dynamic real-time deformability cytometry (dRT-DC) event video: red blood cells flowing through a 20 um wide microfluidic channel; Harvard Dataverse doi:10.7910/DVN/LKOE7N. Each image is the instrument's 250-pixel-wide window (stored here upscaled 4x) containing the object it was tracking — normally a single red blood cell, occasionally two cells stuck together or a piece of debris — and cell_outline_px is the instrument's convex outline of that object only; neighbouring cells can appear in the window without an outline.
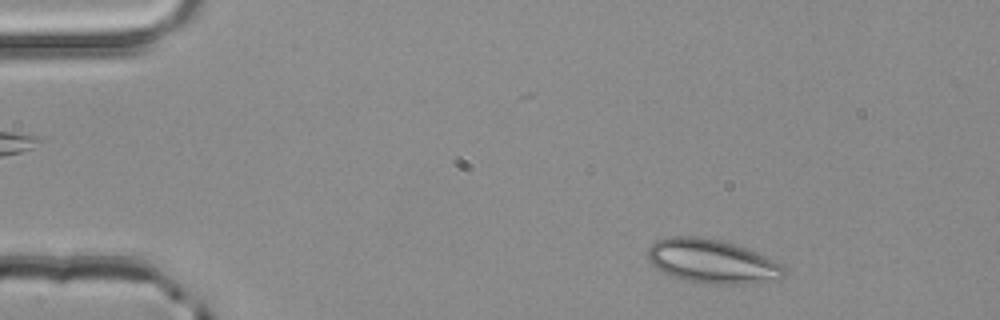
{"species": "common noctule bat (a hibernating species)", "species_latin": "Nyctalus noctula", "temperature_condition": "room temperature", "stored_images_in_passage": 10, "camera_frame_rate_fps": 3000, "um_per_image_px": 0.085, "animal": {"sex": "male", "body_mass_g": 20.4}, "frame": {"image": 1, "passage_image": 1, "time_ms": 0.0, "image_size_px": [1000, 320], "cell_outline_px": [[784, 276], [780, 280], [756, 284], [708, 284], [684, 280], [672, 276], [656, 268], [648, 260], [648, 248], [656, 240], [668, 236], [696, 236], [720, 240], [744, 248], [764, 256], [780, 264], [784, 268]], "centroid_in_image_um": [60.51, 22.23], "position_along_channel_um": 24.5, "area_um2": 34.91}}